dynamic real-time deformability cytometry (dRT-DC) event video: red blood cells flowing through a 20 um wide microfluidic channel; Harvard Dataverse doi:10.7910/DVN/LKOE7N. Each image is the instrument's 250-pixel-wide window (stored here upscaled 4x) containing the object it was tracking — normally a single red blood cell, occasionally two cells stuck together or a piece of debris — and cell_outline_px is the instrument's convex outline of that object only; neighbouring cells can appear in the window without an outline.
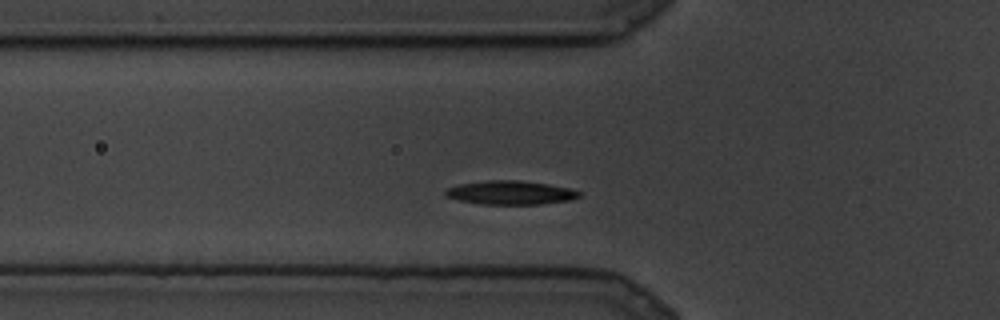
{"species": "common noctule bat (a hibernating species)", "species_latin": "Nyctalus noctula", "temperature_condition": "cold", "stored_images_in_passage": 11, "camera_frame_rate_fps": 3000, "um_per_image_px": 0.085, "animal": {"sex": "male", "body_mass_g": 19.5, "forearm_length_mm": 54.6}, "frame": {"image": 1, "passage_image": 4, "time_ms": 1.0, "image_size_px": [1000, 320], "cell_outline_px": [[580, 196], [568, 200], [540, 204], [480, 204], [460, 200], [444, 196], [444, 192], [448, 188], [460, 184], [484, 180], [520, 180], [548, 184], [568, 188], [580, 192]], "centroid_in_image_um": [43.35, 16.37], "position_along_channel_um": 82.5, "area_um2": 18.38}}
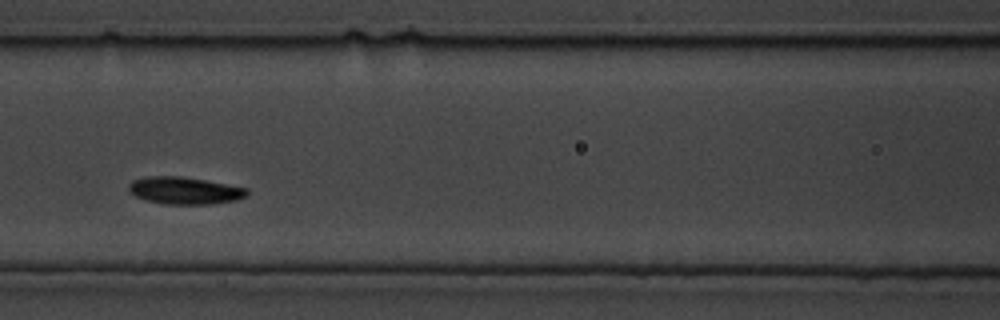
{"frame": {"image": 2, "passage_image": 7, "time_ms": 2.0, "image_size_px": [1000, 320], "cell_outline_px": [[248, 196], [236, 200], [212, 204], [164, 204], [144, 200], [136, 196], [128, 188], [128, 184], [132, 180], [144, 176], [180, 176], [204, 180], [248, 188]], "centroid_in_image_um": [15.69, 16.2], "position_along_channel_um": 150.9, "area_um2": 18.84}}
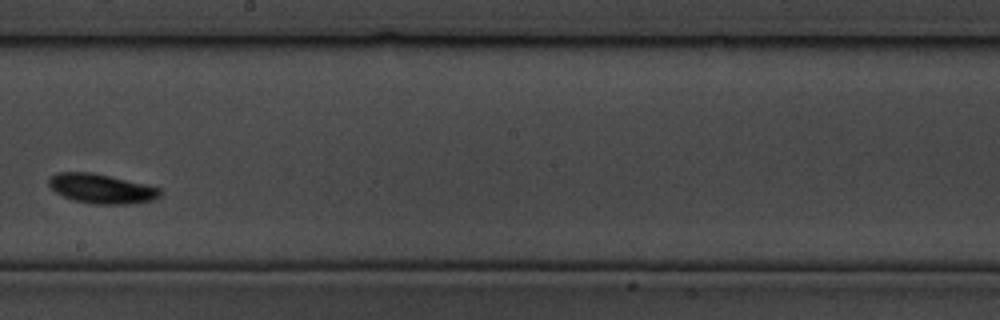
{"frame": {"image": 3, "passage_image": 10, "time_ms": 3.0, "image_size_px": [1000, 320], "cell_outline_px": [[160, 196], [152, 200], [124, 204], [92, 204], [76, 200], [64, 196], [56, 192], [48, 184], [48, 180], [56, 172], [92, 172], [144, 184], [160, 188]], "centroid_in_image_um": [8.6, 16.03], "position_along_channel_um": 239.6, "area_um2": 18.79}}